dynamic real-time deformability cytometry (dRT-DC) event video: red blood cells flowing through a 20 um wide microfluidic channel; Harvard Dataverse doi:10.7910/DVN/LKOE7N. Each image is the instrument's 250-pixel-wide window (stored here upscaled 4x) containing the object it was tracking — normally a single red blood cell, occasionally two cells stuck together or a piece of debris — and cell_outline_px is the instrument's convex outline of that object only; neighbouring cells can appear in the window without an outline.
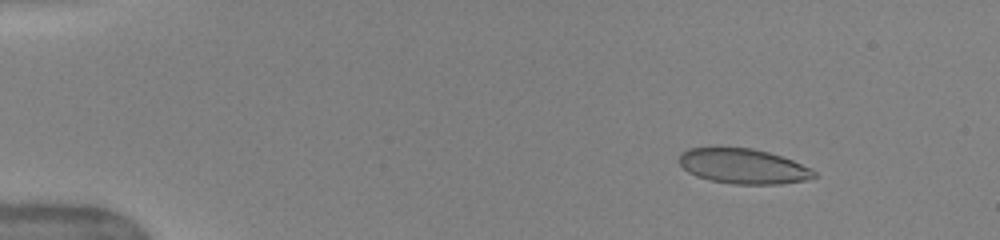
{"species": "human", "species_latin": "Homo sapiens", "temperature_condition": "warm", "stored_images_in_passage": 51, "camera_frame_rate_fps": 3000, "um_per_image_px": 0.085, "donor": {"sex": "female"}, "frame": {"image": 1, "passage_image": 7, "time_ms": 2.0, "image_size_px": [1000, 240], "cell_outline_px": [[816, 176], [804, 180], [780, 184], [732, 184], [708, 180], [696, 176], [688, 172], [680, 164], [680, 152], [688, 148], [716, 144], [752, 148], [768, 152], [792, 160], [816, 172]], "centroid_in_image_um": [63.06, 14.08], "position_along_channel_um": 21.9, "area_um2": 28.21}}
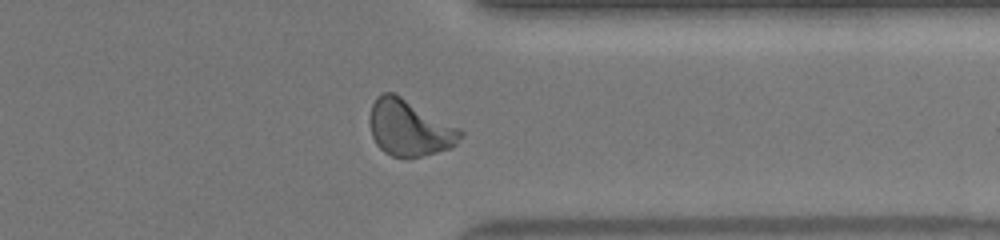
{"frame": {"image": 2, "passage_image": 41, "time_ms": 13.333, "image_size_px": [1000, 240], "cell_outline_px": [[464, 136], [452, 148], [408, 160], [404, 160], [392, 156], [384, 152], [376, 144], [372, 136], [368, 120], [372, 104], [376, 96], [384, 92], [392, 92], [400, 96], [460, 128], [464, 132]], "centroid_in_image_um": [34.8, 10.91], "position_along_channel_um": 376.6, "area_um2": 30.17}}
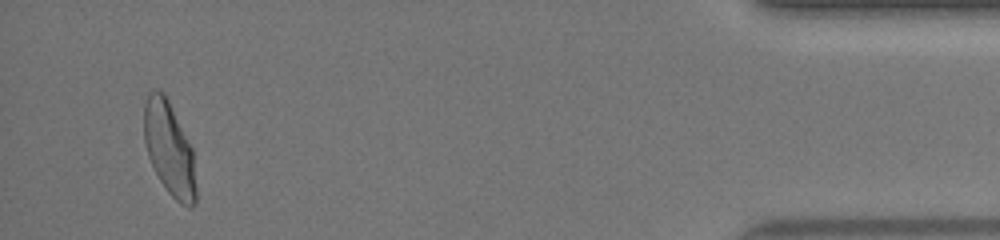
{"frame": {"image": 3, "passage_image": 49, "time_ms": 16.0, "image_size_px": [1000, 240], "cell_outline_px": [[196, 200], [192, 208], [188, 208], [180, 204], [168, 192], [160, 180], [148, 156], [144, 144], [144, 104], [148, 92], [156, 88], [164, 92], [192, 148], [196, 188]], "centroid_in_image_um": [14.38, 12.64], "position_along_channel_um": 420.8, "area_um2": 28.26}, "authors_computed_cell_mechanics": {"area_um2": 28.322, "velocity_mm_per_s": 4.0236, "shape_relaxation_time_tau1_ms": 4.0621, "shape_relaxation_time_tau2_ms": null, "deformation_change_tau1": 0.1682, "deformation_change_tau2": null}}